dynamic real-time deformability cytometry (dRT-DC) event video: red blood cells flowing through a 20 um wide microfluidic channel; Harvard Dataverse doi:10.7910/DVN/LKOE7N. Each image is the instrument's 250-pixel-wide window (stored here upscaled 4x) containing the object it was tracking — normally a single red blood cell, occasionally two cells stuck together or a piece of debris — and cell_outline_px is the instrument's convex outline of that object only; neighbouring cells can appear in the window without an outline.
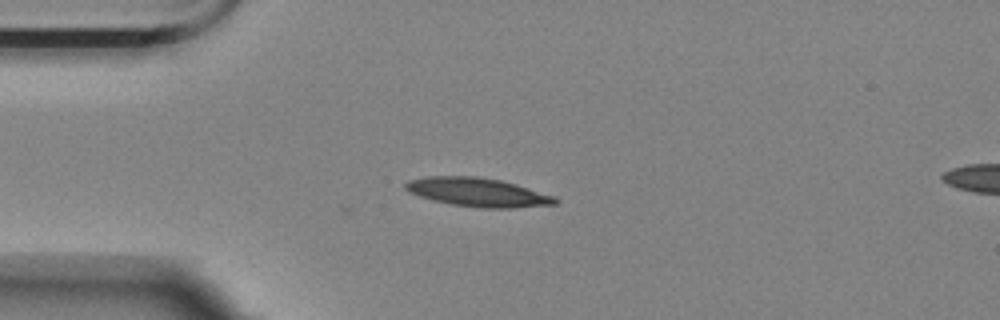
{"species": "Egyptian fruit bat (a non-hibernating species)", "species_latin": "Rousettus aegyptiacus", "temperature_condition": "room temperature", "stored_images_in_passage": 2, "camera_frame_rate_fps": 3000, "um_per_image_px": 0.085, "animal": {"sex": "female"}, "frame": {"image": 1, "passage_image": 2, "time_ms": 0.333, "image_size_px": [1000, 320], "cell_outline_px": [[560, 200], [556, 204], [516, 208], [480, 208], [452, 204], [432, 200], [408, 192], [404, 188], [404, 184], [408, 180], [428, 176], [476, 176], [500, 180], [516, 184], [556, 196]], "centroid_in_image_um": [40.63, 16.34], "position_along_channel_um": 44.4, "area_um2": 25.26}}